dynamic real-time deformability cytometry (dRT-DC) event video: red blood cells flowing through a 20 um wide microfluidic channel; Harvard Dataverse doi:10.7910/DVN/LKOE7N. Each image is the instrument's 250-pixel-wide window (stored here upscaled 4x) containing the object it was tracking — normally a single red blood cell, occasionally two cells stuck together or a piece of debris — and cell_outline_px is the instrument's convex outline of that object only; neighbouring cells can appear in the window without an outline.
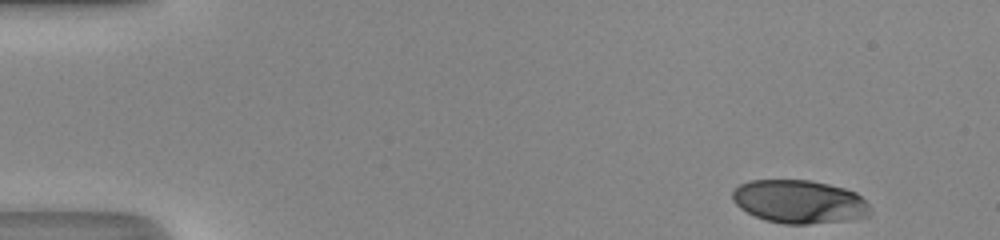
{"species": "human", "species_latin": "Homo sapiens", "temperature_condition": "room temperature", "stored_images_in_passage": 45, "camera_frame_rate_fps": 3000, "um_per_image_px": 0.085, "donor": {"sex": "male"}, "frame": {"image": 1, "passage_image": 1, "time_ms": 0.0, "image_size_px": [1000, 240], "cell_outline_px": [[872, 212], [868, 216], [848, 220], [808, 224], [784, 224], [764, 220], [740, 208], [732, 200], [732, 192], [740, 184], [752, 180], [812, 180], [844, 188], [856, 192], [868, 204]], "centroid_in_image_um": [67.95, 17.14], "position_along_channel_um": 17.1, "area_um2": 34.8}}
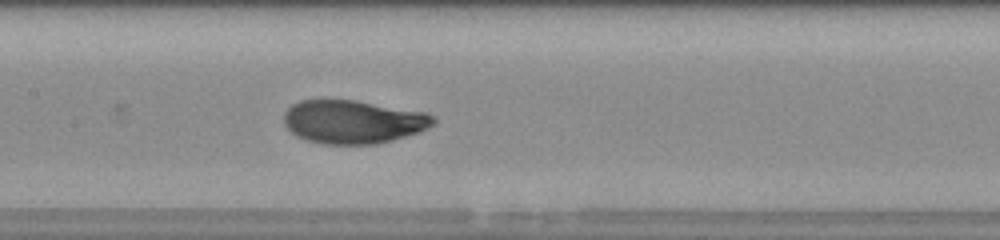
{"frame": {"image": 2, "passage_image": 21, "time_ms": 6.667, "image_size_px": [1000, 240], "cell_outline_px": [[436, 124], [420, 132], [392, 140], [376, 144], [324, 144], [308, 140], [296, 136], [284, 124], [284, 112], [292, 104], [300, 100], [356, 100], [428, 112], [436, 116]], "centroid_in_image_um": [30.07, 10.34], "position_along_channel_um": 177.3, "area_um2": 38.15}}
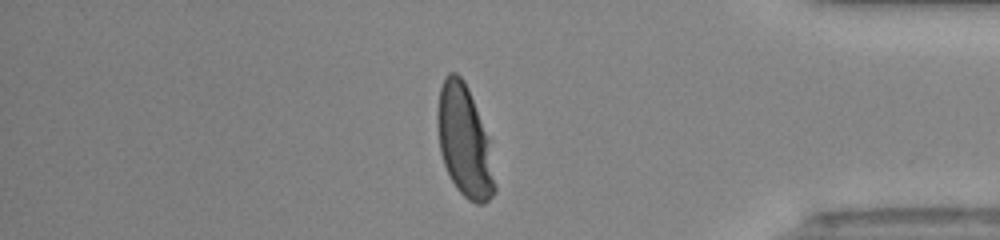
{"frame": {"image": 3, "passage_image": 38, "time_ms": 12.333, "image_size_px": [1000, 240], "cell_outline_px": [[496, 192], [484, 204], [476, 204], [468, 200], [456, 188], [444, 164], [440, 152], [436, 120], [436, 112], [440, 88], [444, 76], [448, 72], [456, 72], [464, 80], [468, 88], [488, 140], [496, 184]], "centroid_in_image_um": [39.45, 12.02], "position_along_channel_um": 395.8, "area_um2": 36.99}, "authors_computed_cell_mechanics": {"area_um2": 36.992, "velocity_mm_per_s": 4.3144, "shape_relaxation_time_tau1_ms": 3.34, "shape_relaxation_time_tau2_ms": null, "deformation_change_tau1": 0.1963, "deformation_change_tau2": null}}